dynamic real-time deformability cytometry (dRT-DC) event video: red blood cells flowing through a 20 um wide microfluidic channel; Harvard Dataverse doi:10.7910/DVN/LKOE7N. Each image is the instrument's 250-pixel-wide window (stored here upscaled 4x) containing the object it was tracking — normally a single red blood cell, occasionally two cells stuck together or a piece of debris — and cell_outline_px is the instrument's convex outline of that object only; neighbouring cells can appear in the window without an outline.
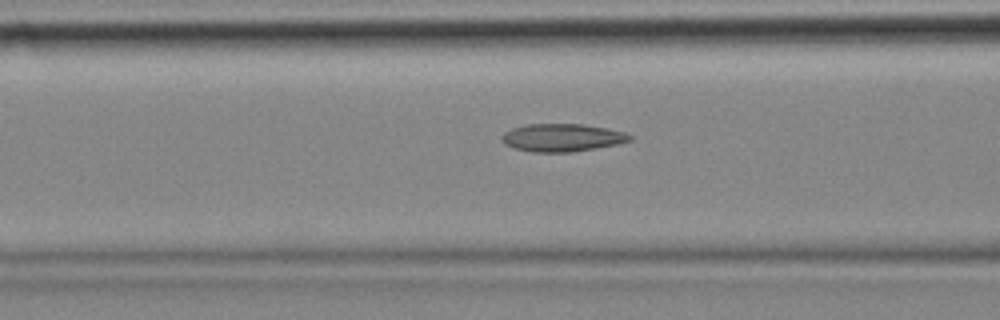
{"species": "common noctule bat (a hibernating species)", "species_latin": "Nyctalus noctula", "temperature_condition": "cold", "stored_images_in_passage": 42, "camera_frame_rate_fps": 3000, "um_per_image_px": 0.085, "animal": {"sex": "female", "body_mass_g": 18.4}, "frame": {"image": 1, "passage_image": 7, "time_ms": 2.0, "image_size_px": [1000, 320], "cell_outline_px": [[632, 140], [620, 144], [572, 152], [532, 152], [516, 148], [504, 144], [500, 140], [500, 136], [504, 132], [512, 128], [524, 124], [584, 124], [608, 128], [624, 132], [632, 136]], "centroid_in_image_um": [47.78, 11.69], "position_along_channel_um": 118.8, "area_um2": 20.98}}
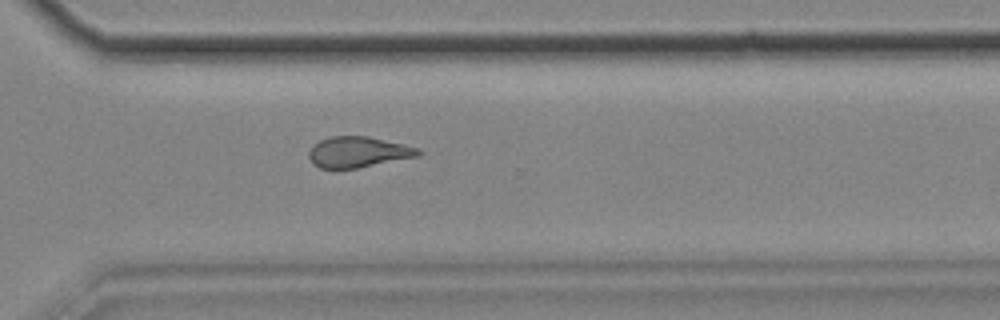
{"frame": {"image": 2, "passage_image": 26, "time_ms": 8.333, "image_size_px": [1000, 320], "cell_outline_px": [[424, 152], [420, 156], [356, 168], [320, 168], [312, 164], [308, 156], [308, 152], [320, 140], [332, 136], [368, 136], [404, 144], [420, 148]], "centroid_in_image_um": [30.49, 12.92], "position_along_channel_um": 340.1, "area_um2": 19.65}}
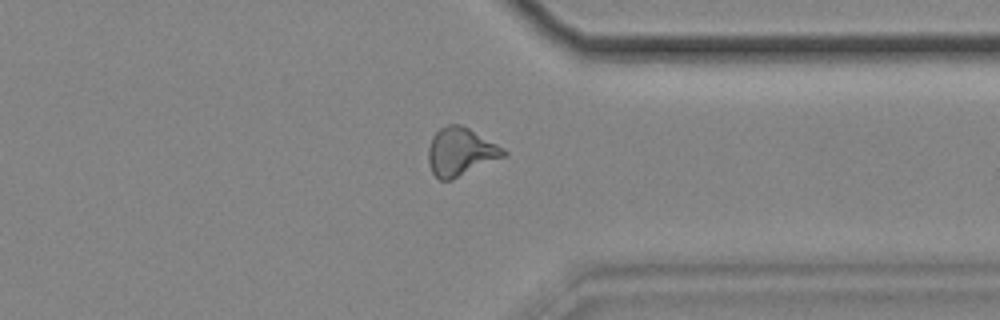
{"frame": {"image": 3, "passage_image": 29, "time_ms": 9.333, "image_size_px": [1000, 320], "cell_outline_px": [[508, 156], [452, 180], [440, 180], [432, 172], [428, 160], [428, 148], [432, 136], [440, 128], [448, 124], [460, 124], [468, 128], [504, 148], [508, 152]], "centroid_in_image_um": [39.17, 12.92], "position_along_channel_um": 372.2, "area_um2": 21.27}, "authors_computed_cell_mechanics": {"area_um2": 20.1433, "velocity_mm_per_s": 3.5001, "shape_relaxation_time_tau1_ms": null, "shape_relaxation_time_tau2_ms": 2.8183, "deformation_change_tau1": null, "deformation_change_tau2": 0.1115}}